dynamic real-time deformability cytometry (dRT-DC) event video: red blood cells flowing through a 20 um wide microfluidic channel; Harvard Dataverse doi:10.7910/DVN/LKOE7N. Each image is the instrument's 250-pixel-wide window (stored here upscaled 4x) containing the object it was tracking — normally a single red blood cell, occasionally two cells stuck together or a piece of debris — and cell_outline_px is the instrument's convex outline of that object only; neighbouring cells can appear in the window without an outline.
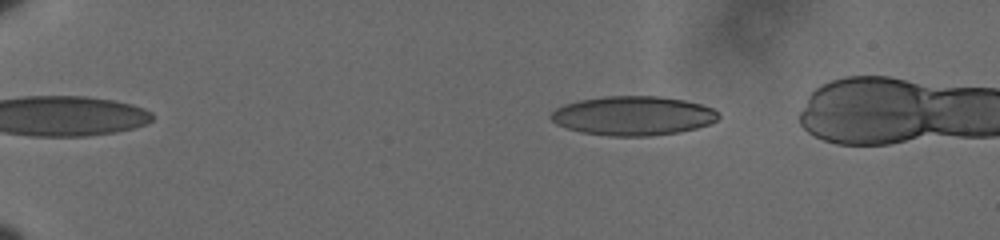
{"species": "human", "species_latin": "Homo sapiens", "temperature_condition": "cold", "stored_images_in_passage": 59, "camera_frame_rate_fps": 3000, "um_per_image_px": 0.085, "donor": {"sex": "male"}, "frame": {"image": 1, "passage_image": 12, "time_ms": 3.667, "image_size_px": [1000, 240], "cell_outline_px": [[720, 116], [716, 120], [708, 124], [696, 128], [680, 132], [648, 136], [608, 136], [580, 132], [564, 128], [556, 124], [548, 116], [556, 108], [564, 104], [580, 100], [604, 96], [660, 96], [684, 100], [700, 104], [712, 108], [720, 112]], "centroid_in_image_um": [53.79, 9.84], "position_along_channel_um": 31.2, "area_um2": 38.49}}
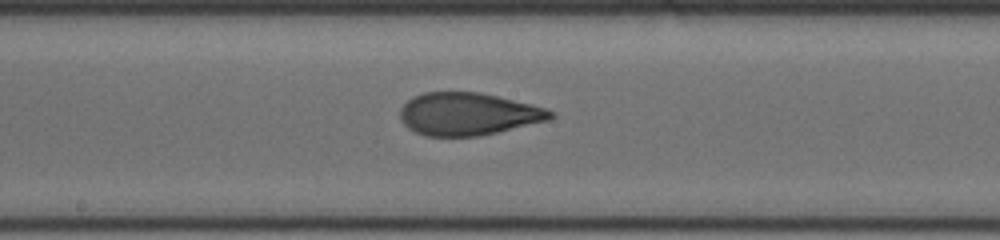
{"frame": {"image": 2, "passage_image": 35, "time_ms": 11.333, "image_size_px": [1000, 240], "cell_outline_px": [[556, 112], [548, 120], [480, 136], [424, 136], [408, 128], [400, 120], [400, 108], [412, 96], [424, 92], [480, 92], [532, 104]], "centroid_in_image_um": [39.75, 9.68], "position_along_channel_um": 208.4, "area_um2": 37.28}}
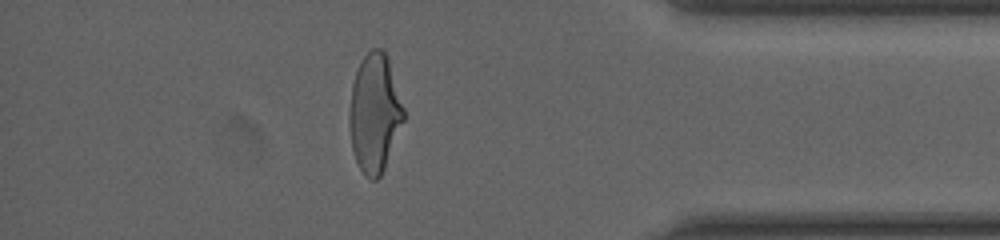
{"frame": {"image": 3, "passage_image": 53, "time_ms": 17.333, "image_size_px": [1000, 240], "cell_outline_px": [[404, 120], [384, 168], [380, 176], [376, 180], [372, 180], [364, 176], [356, 160], [352, 148], [348, 124], [348, 112], [352, 84], [356, 72], [364, 56], [372, 48], [380, 48], [388, 56], [404, 108]], "centroid_in_image_um": [31.83, 9.62], "position_along_channel_um": 403.4, "area_um2": 37.45}}